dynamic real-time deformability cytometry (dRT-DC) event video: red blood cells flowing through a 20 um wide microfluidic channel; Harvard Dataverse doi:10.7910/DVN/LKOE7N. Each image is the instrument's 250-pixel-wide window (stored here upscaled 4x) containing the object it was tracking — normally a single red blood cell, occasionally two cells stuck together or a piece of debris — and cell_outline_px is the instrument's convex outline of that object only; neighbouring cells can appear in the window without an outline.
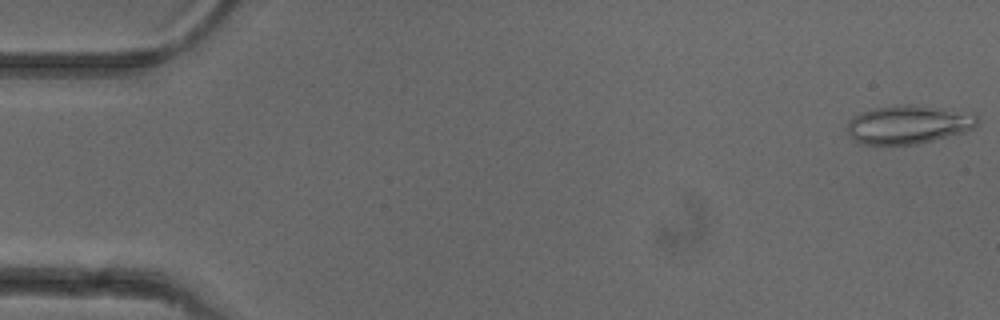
{"species": "common noctule bat (a hibernating species)", "species_latin": "Nyctalus noctula", "temperature_condition": "cold", "stored_images_in_passage": 51, "camera_frame_rate_fps": 3000, "um_per_image_px": 0.085, "animal": {"sex": "female"}, "frame": {"image": 1, "passage_image": 1, "time_ms": 0.0, "image_size_px": [1000, 320], "cell_outline_px": [[980, 120], [976, 128], [964, 132], [916, 144], [860, 144], [848, 132], [848, 120], [852, 116], [860, 112], [872, 108], [896, 104], [924, 104], [972, 112]], "centroid_in_image_um": [77.27, 10.54], "position_along_channel_um": 7.7, "area_um2": 29.82}}
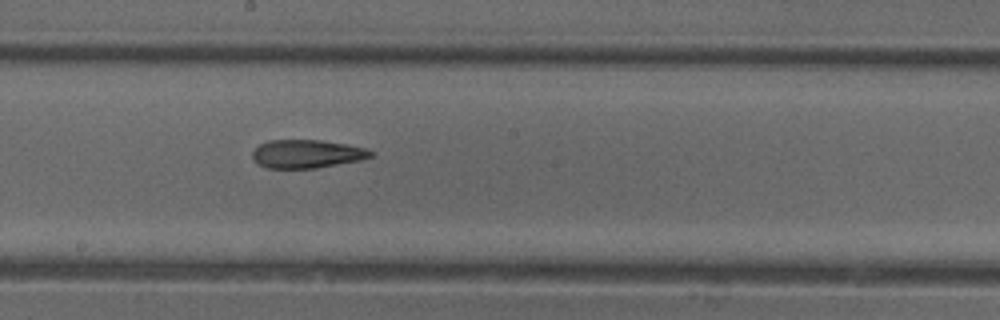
{"frame": {"image": 2, "passage_image": 28, "time_ms": 9.0, "image_size_px": [1000, 320], "cell_outline_px": [[372, 156], [360, 160], [316, 168], [268, 168], [256, 164], [252, 160], [252, 152], [260, 144], [268, 140], [320, 140], [344, 144], [364, 148], [372, 152]], "centroid_in_image_um": [26.01, 13.08], "position_along_channel_um": 222.2, "area_um2": 19.42}}
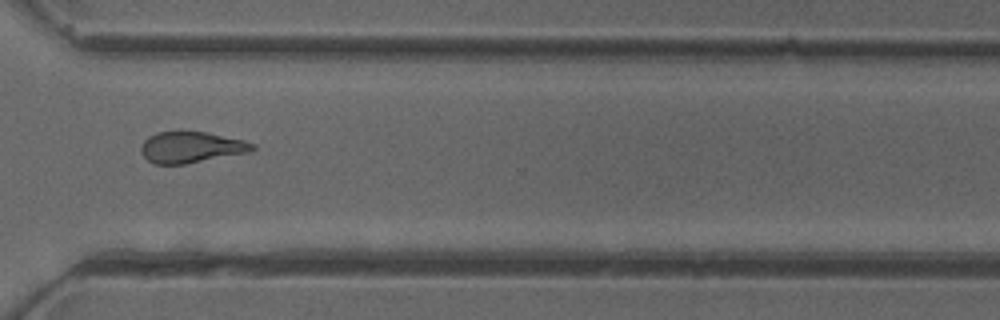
{"frame": {"image": 3, "passage_image": 38, "time_ms": 12.333, "image_size_px": [1000, 320], "cell_outline_px": [[256, 148], [248, 152], [184, 164], [156, 164], [148, 160], [140, 152], [140, 148], [144, 140], [148, 136], [156, 132], [176, 128], [180, 128], [204, 132], [244, 140], [256, 144]], "centroid_in_image_um": [16.19, 12.46], "position_along_channel_um": 354.4, "area_um2": 20.75}, "authors_computed_cell_mechanics": {"area_um2": 20.808, "velocity_mm_per_s": 3.9866, "shape_relaxation_time_tau1_ms": 5.8668, "shape_relaxation_time_tau2_ms": 4.4507, "deformation_change_tau1": 0.1851, "deformation_change_tau2": 0.1597}}